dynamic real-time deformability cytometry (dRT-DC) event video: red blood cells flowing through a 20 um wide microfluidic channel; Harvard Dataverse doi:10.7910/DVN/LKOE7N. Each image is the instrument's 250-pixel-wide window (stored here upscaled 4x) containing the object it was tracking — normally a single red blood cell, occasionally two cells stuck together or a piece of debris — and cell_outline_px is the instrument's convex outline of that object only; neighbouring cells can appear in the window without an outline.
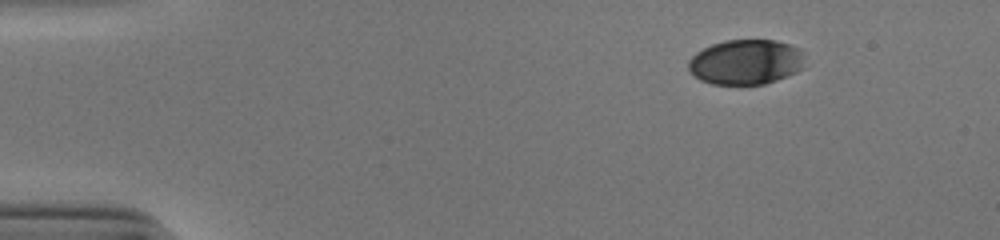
{"species": "human", "species_latin": "Homo sapiens", "temperature_condition": "cold", "stored_images_in_passage": 47, "camera_frame_rate_fps": 3000, "um_per_image_px": 0.085, "donor": {"sex": "male"}, "frame": {"image": 1, "passage_image": 1, "time_ms": 0.0, "image_size_px": [1000, 240], "cell_outline_px": [[804, 68], [788, 76], [764, 84], [712, 84], [700, 80], [688, 68], [688, 60], [696, 52], [712, 44], [724, 40], [776, 40], [800, 48]], "centroid_in_image_um": [63.39, 5.27], "position_along_channel_um": 21.6, "area_um2": 30.52}}
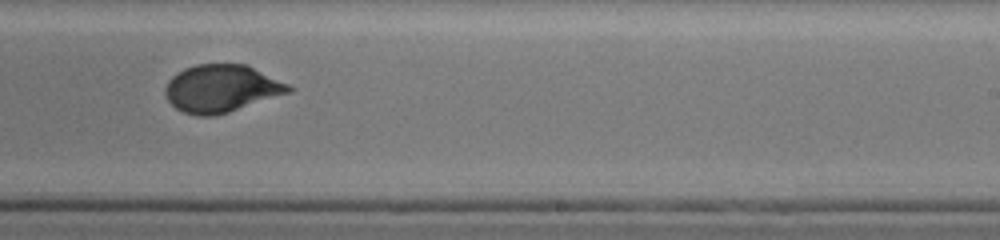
{"frame": {"image": 2, "passage_image": 28, "time_ms": 9.0, "image_size_px": [1000, 240], "cell_outline_px": [[296, 88], [292, 92], [228, 112], [212, 116], [196, 116], [184, 112], [176, 108], [164, 96], [164, 88], [168, 80], [176, 72], [184, 68], [196, 64], [248, 64]], "centroid_in_image_um": [18.82, 7.51], "position_along_channel_um": 270.2, "area_um2": 34.45}}
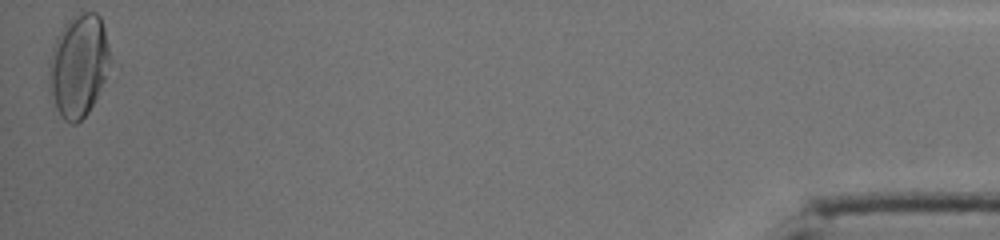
{"frame": {"image": 3, "passage_image": 47, "time_ms": 15.333, "image_size_px": [1000, 240], "cell_outline_px": [[112, 60], [104, 80], [88, 112], [76, 124], [72, 124], [64, 120], [56, 108], [48, 88], [48, 64], [52, 48], [56, 36], [64, 24], [76, 12], [96, 12], [100, 16], [104, 28]], "centroid_in_image_um": [6.66, 5.54], "position_along_channel_um": 428.5, "area_um2": 36.82}, "authors_computed_cell_mechanics": {"area_um2": 34.2176, "velocity_mm_per_s": 3.8748, "shape_relaxation_time_tau1_ms": 3.8705, "shape_relaxation_time_tau2_ms": null, "deformation_change_tau1": 0.1782, "deformation_change_tau2": null}}